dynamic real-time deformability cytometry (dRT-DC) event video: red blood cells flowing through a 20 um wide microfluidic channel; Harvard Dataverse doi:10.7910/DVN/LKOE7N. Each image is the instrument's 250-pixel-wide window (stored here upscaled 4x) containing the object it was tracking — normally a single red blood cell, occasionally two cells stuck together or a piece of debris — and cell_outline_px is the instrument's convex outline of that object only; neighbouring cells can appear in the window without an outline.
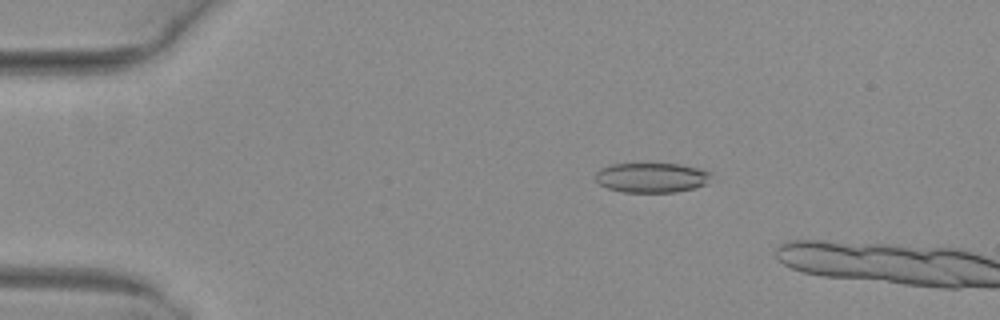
{"species": "common noctule bat (a hibernating species)", "species_latin": "Nyctalus noctula", "temperature_condition": "warm", "stored_images_in_passage": 13, "camera_frame_rate_fps": 3000, "um_per_image_px": 0.085, "animal": {"sex": "female", "body_mass_g": 29.2, "forearm_length_mm": 56.3}, "frame": {"image": 1, "passage_image": 10, "time_ms": 3.0, "image_size_px": [1000, 320], "cell_outline_px": [[712, 172], [704, 184], [696, 188], [676, 192], [624, 192], [608, 188], [600, 184], [596, 180], [596, 172], [600, 168], [612, 164], [680, 164], [700, 168]], "centroid_in_image_um": [55.39, 15.09], "position_along_channel_um": 29.6, "area_um2": 20.0}}